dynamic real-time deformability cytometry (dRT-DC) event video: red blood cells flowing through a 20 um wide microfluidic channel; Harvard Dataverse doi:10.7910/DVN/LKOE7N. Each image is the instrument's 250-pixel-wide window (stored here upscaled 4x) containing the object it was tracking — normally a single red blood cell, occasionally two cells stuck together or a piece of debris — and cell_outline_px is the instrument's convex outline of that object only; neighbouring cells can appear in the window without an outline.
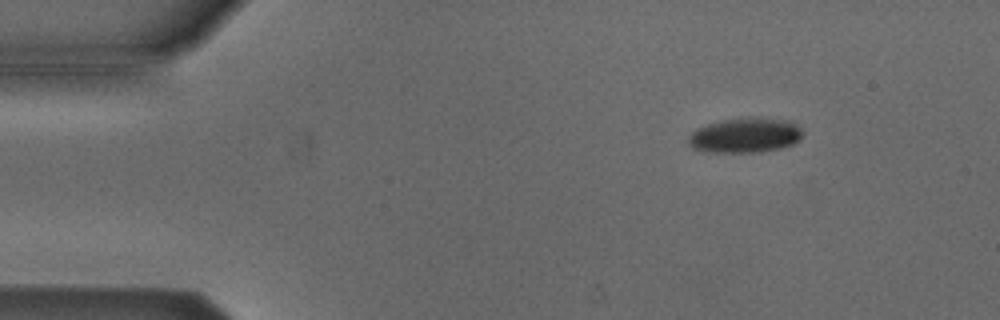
{"species": "Egyptian fruit bat (a non-hibernating species)", "species_latin": "Rousettus aegyptiacus", "temperature_condition": "cold", "stored_images_in_passage": 47, "camera_frame_rate_fps": 3000, "um_per_image_px": 0.085, "animal": {"sex": "male"}, "frame": {"image": 1, "passage_image": 1, "time_ms": 0.0, "image_size_px": [1000, 320], "cell_outline_px": [[800, 136], [792, 144], [760, 152], [712, 152], [692, 148], [688, 144], [688, 136], [696, 128], [708, 124], [724, 120], [788, 120], [796, 124], [800, 128]], "centroid_in_image_um": [63.25, 11.54], "position_along_channel_um": 21.8, "area_um2": 22.08}}
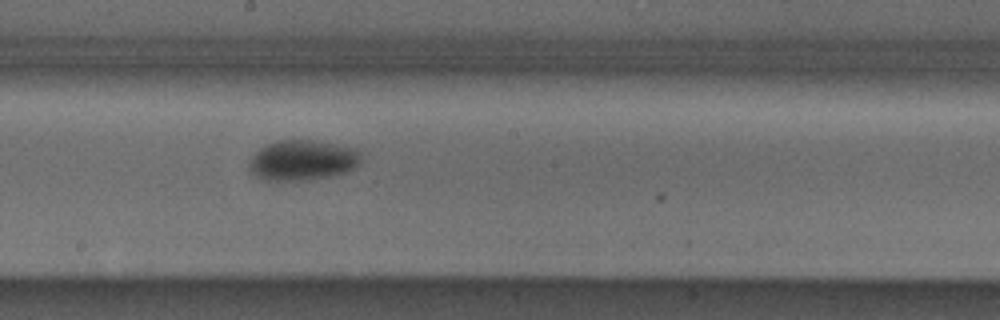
{"frame": {"image": 2, "passage_image": 23, "time_ms": 7.333, "image_size_px": [1000, 320], "cell_outline_px": [[360, 160], [356, 168], [344, 172], [328, 176], [304, 180], [264, 180], [256, 176], [248, 168], [248, 164], [252, 156], [260, 148], [276, 140], [316, 140], [356, 148], [360, 152]], "centroid_in_image_um": [25.71, 13.61], "position_along_channel_um": 222.5, "area_um2": 26.24}}
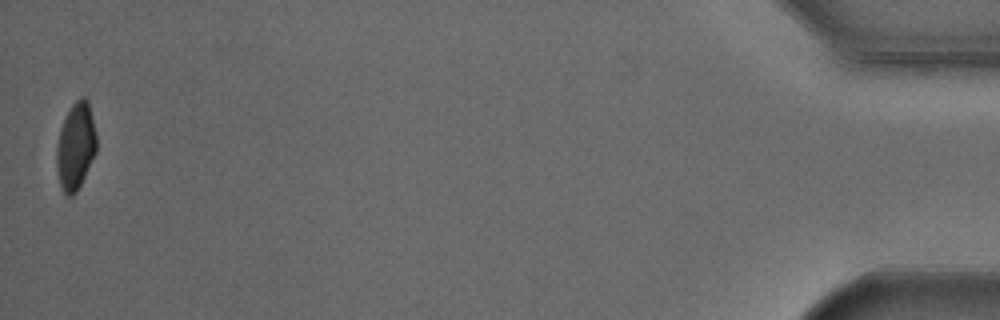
{"frame": {"image": 3, "passage_image": 47, "time_ms": 15.333, "image_size_px": [1000, 320], "cell_outline_px": [[96, 152], [76, 192], [72, 196], [68, 196], [64, 192], [60, 184], [56, 168], [56, 148], [60, 128], [72, 104], [80, 96], [84, 96], [88, 100], [96, 132]], "centroid_in_image_um": [6.42, 12.4], "position_along_channel_um": 428.8, "area_um2": 20.11}, "authors_computed_cell_mechanics": {"area_um2": 24.3338, "velocity_mm_per_s": 3.8162, "shape_relaxation_time_tau1_ms": 3.9075, "shape_relaxation_time_tau2_ms": null, "deformation_change_tau1": 0.1024, "deformation_change_tau2": null}}